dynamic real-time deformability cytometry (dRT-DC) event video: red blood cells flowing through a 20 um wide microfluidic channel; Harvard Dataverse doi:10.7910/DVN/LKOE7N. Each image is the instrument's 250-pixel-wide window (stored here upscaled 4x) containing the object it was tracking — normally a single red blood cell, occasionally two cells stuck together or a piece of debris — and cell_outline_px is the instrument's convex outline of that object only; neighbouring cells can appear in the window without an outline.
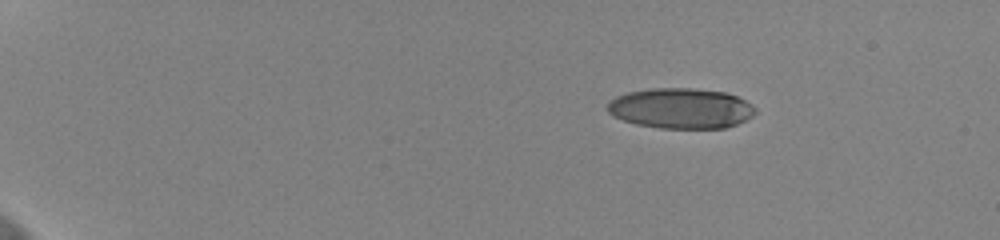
{"species": "human", "species_latin": "Homo sapiens", "temperature_condition": "cold", "stored_images_in_passage": 49, "camera_frame_rate_fps": 3000, "um_per_image_px": 0.085, "donor": {"sex": "female"}, "frame": {"image": 1, "passage_image": 1, "time_ms": 0.0, "image_size_px": [1000, 240], "cell_outline_px": [[756, 112], [752, 116], [736, 124], [724, 128], [660, 128], [636, 124], [612, 116], [608, 112], [608, 104], [616, 96], [628, 92], [652, 88], [692, 88], [724, 92], [736, 96], [744, 100], [756, 108]], "centroid_in_image_um": [57.86, 9.21], "position_along_channel_um": 27.1, "area_um2": 34.62}}
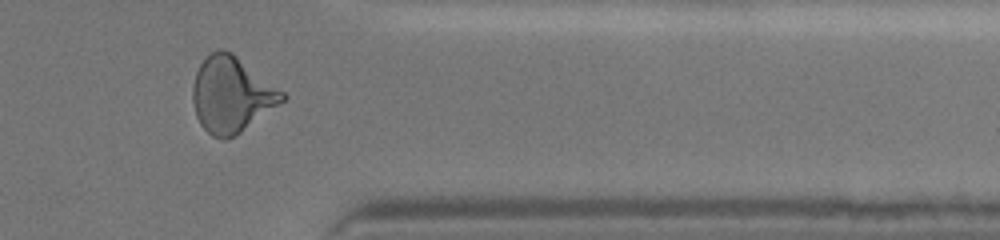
{"frame": {"image": 2, "passage_image": 41, "time_ms": 13.333, "image_size_px": [1000, 240], "cell_outline_px": [[288, 96], [284, 100], [240, 132], [224, 140], [212, 136], [200, 124], [196, 116], [192, 100], [192, 84], [196, 72], [200, 64], [212, 52], [220, 48], [224, 48], [232, 52], [284, 92]], "centroid_in_image_um": [19.65, 8.03], "position_along_channel_um": 391.8, "area_um2": 39.07}}
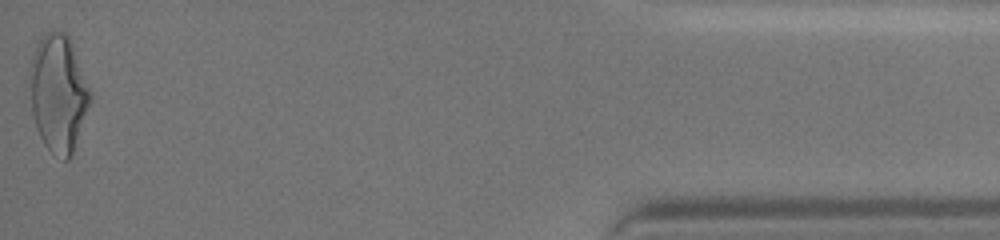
{"frame": {"image": 3, "passage_image": 49, "time_ms": 16.0, "image_size_px": [1000, 240], "cell_outline_px": [[92, 96], [72, 152], [68, 160], [64, 160], [52, 152], [44, 144], [36, 128], [32, 112], [28, 72], [32, 56], [44, 32], [64, 32], [72, 40]], "centroid_in_image_um": [4.94, 7.89], "position_along_channel_um": 430.3, "area_um2": 40.92}, "authors_computed_cell_mechanics": {"area_um2": 36.992, "velocity_mm_per_s": 3.6558, "shape_relaxation_time_tau1_ms": 8.8791, "shape_relaxation_time_tau2_ms": 1.8971, "deformation_change_tau1": 0.2211, "deformation_change_tau2": 0.098}}